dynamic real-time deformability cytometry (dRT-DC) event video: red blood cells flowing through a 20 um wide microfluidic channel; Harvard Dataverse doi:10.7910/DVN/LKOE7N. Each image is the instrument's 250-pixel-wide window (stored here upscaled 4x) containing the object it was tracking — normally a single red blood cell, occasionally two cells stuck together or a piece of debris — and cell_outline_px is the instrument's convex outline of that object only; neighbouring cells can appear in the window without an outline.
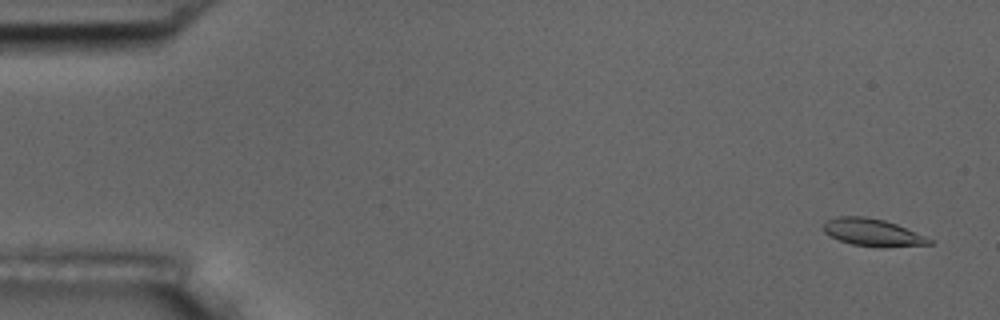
{"species": "common noctule bat (a hibernating species)", "species_latin": "Nyctalus noctula", "temperature_condition": "room temperature", "stored_images_in_passage": 6, "camera_frame_rate_fps": 3000, "um_per_image_px": 0.085, "animal": {"sex": "male", "body_mass_g": 17.5, "forearm_length_mm": 52.3}, "frame": {"image": 1, "passage_image": 1, "time_ms": 0.0, "image_size_px": [1000, 320], "cell_outline_px": [[932, 244], [884, 248], [852, 244], [840, 240], [824, 232], [824, 224], [828, 220], [836, 216], [864, 216], [884, 220], [896, 224], [924, 236], [932, 240]], "centroid_in_image_um": [74.18, 19.76], "position_along_channel_um": 10.8, "area_um2": 16.7}}